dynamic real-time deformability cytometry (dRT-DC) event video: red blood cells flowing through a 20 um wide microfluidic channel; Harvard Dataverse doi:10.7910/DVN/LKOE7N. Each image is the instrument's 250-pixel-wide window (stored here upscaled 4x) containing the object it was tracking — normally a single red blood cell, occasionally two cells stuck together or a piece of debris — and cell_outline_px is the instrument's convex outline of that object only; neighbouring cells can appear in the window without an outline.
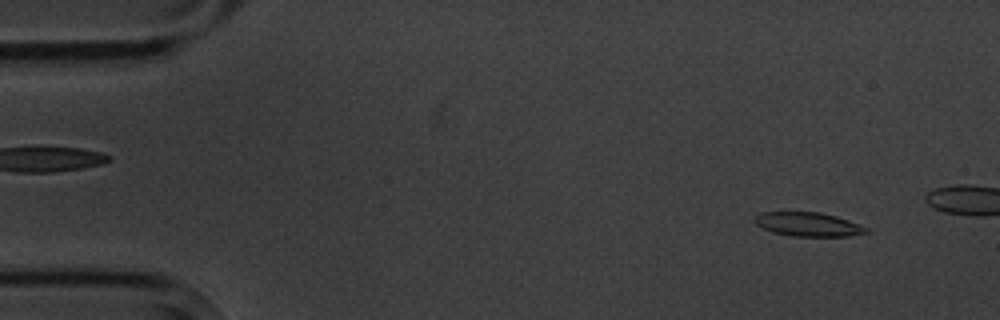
{"species": "common noctule bat (a hibernating species)", "species_latin": "Nyctalus noctula", "temperature_condition": "cold", "stored_images_in_passage": 4, "camera_frame_rate_fps": 3000, "um_per_image_px": 0.085, "animal": {"sex": "male", "body_mass_g": 20.1, "forearm_length_mm": 53.5}, "frame": {"image": 1, "passage_image": 1, "time_ms": 0.0, "image_size_px": [1000, 320], "cell_outline_px": [[868, 232], [848, 236], [788, 236], [772, 232], [756, 224], [752, 220], [760, 212], [820, 212], [836, 216], [848, 220], [868, 228]], "centroid_in_image_um": [68.66, 19.07], "position_along_channel_um": 16.3, "area_um2": 15.55}}